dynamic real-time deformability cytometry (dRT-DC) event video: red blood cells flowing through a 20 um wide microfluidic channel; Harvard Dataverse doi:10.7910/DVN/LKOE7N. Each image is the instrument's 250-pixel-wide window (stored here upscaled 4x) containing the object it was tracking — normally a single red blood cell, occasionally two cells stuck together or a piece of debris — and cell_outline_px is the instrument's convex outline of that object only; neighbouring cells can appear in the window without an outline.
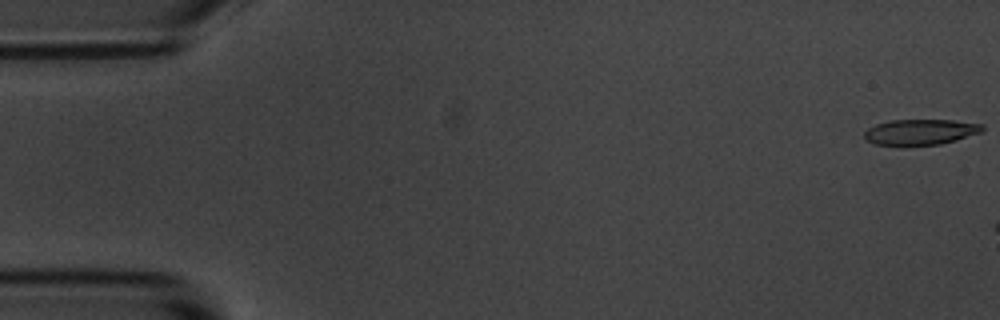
{"species": "common noctule bat (a hibernating species)", "species_latin": "Nyctalus noctula", "temperature_condition": "room temperature", "stored_images_in_passage": 3, "camera_frame_rate_fps": 3000, "um_per_image_px": 0.085, "animal": {"sex": "male", "body_mass_g": 20.1, "forearm_length_mm": 53.5}, "frame": {"image": 1, "passage_image": 1, "time_ms": 0.0, "image_size_px": [1000, 320], "cell_outline_px": [[984, 132], [956, 140], [940, 144], [908, 148], [900, 148], [872, 144], [864, 140], [864, 132], [868, 128], [876, 124], [888, 120], [952, 120], [984, 124]], "centroid_in_image_um": [78.18, 11.27], "position_along_channel_um": 6.8, "area_um2": 18.67}}